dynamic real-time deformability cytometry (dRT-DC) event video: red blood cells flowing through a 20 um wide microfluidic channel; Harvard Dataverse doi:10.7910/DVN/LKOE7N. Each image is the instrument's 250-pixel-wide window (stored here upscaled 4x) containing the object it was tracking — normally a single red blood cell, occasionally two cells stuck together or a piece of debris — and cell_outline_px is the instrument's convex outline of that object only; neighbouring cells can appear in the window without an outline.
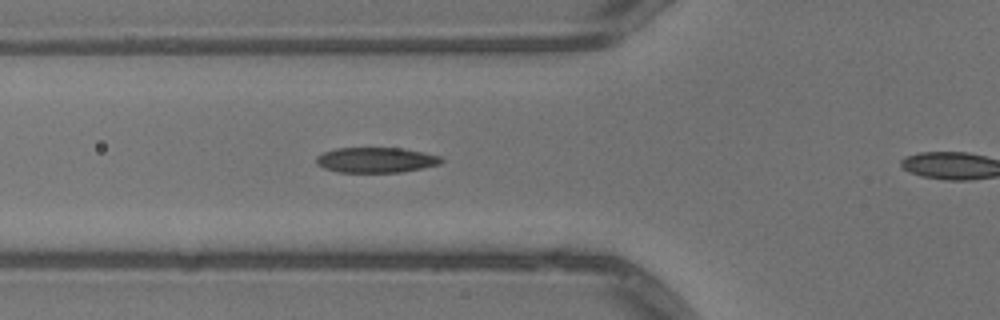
{"species": "common noctule bat (a hibernating species)", "species_latin": "Nyctalus noctula", "temperature_condition": "warm", "stored_images_in_passage": 11, "camera_frame_rate_fps": 3000, "um_per_image_px": 0.085, "animal": {"sex": "male", "body_mass_g": 13.3}, "frame": {"image": 1, "passage_image": 10, "time_ms": 3.0, "image_size_px": [1000, 320], "cell_outline_px": [[444, 160], [440, 164], [400, 172], [340, 172], [324, 168], [316, 164], [316, 156], [324, 152], [336, 148], [404, 148], [424, 152], [440, 156]], "centroid_in_image_um": [31.95, 13.59], "position_along_channel_um": 93.8, "area_um2": 18.38}}